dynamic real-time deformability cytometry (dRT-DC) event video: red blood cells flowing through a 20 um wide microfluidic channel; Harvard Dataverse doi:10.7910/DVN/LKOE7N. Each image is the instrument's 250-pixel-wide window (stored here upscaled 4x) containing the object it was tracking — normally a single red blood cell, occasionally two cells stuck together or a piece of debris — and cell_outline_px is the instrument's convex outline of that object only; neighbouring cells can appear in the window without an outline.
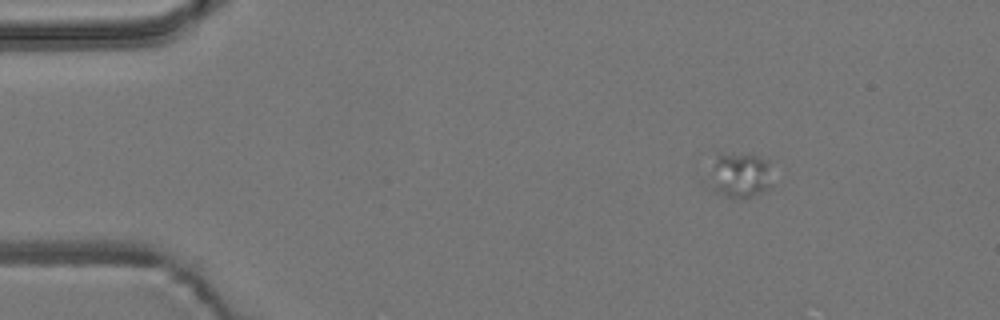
{"species": "common noctule bat (a hibernating species)", "species_latin": "Nyctalus noctula", "temperature_condition": "room temperature", "stored_images_in_passage": 4, "camera_frame_rate_fps": 3000, "um_per_image_px": 0.085, "animal": {"sex": "male", "body_mass_g": 19.2, "forearm_length_mm": 51.8}, "frame": {"image": 1, "passage_image": 2, "time_ms": 1.333, "image_size_px": [1000, 320], "cell_outline_px": [[772, 184], [768, 188], [752, 196], [728, 196], [716, 192], [716, 156], [720, 152], [756, 156], [768, 160]], "centroid_in_image_um": [63.04, 14.85], "position_along_channel_um": 22.0, "area_um2": 15.2}}